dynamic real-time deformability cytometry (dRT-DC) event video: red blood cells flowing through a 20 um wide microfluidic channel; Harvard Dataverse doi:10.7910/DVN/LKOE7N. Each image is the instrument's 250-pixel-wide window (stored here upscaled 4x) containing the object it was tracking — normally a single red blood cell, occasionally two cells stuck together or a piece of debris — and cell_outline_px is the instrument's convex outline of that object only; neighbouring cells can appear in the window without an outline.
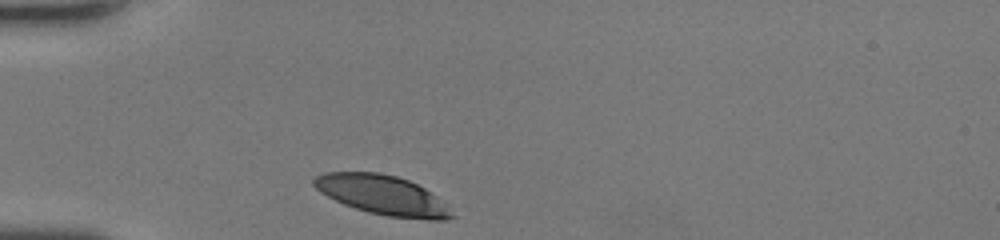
{"species": "human", "species_latin": "Homo sapiens", "temperature_condition": "room temperature", "stored_images_in_passage": 26, "camera_frame_rate_fps": 3000, "um_per_image_px": 0.085, "donor": {"sex": "female"}, "frame": {"image": 1, "passage_image": 1, "time_ms": 0.0, "image_size_px": [1000, 240], "cell_outline_px": [[456, 216], [444, 220], [432, 220], [388, 216], [368, 212], [344, 204], [320, 192], [312, 184], [312, 180], [316, 176], [324, 172], [380, 172], [396, 176], [408, 180], [424, 188], [436, 196]], "centroid_in_image_um": [32.49, 16.57], "position_along_channel_um": 52.5, "area_um2": 31.44}}
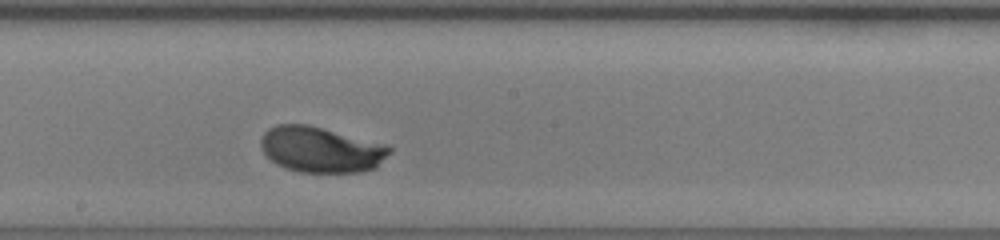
{"frame": {"image": 2, "passage_image": 14, "time_ms": 4.333, "image_size_px": [1000, 240], "cell_outline_px": [[392, 152], [376, 168], [360, 172], [300, 172], [276, 164], [260, 148], [260, 140], [264, 132], [268, 128], [276, 124], [308, 124], [384, 144], [392, 148]], "centroid_in_image_um": [27.28, 12.71], "position_along_channel_um": 220.9, "area_um2": 34.22}}
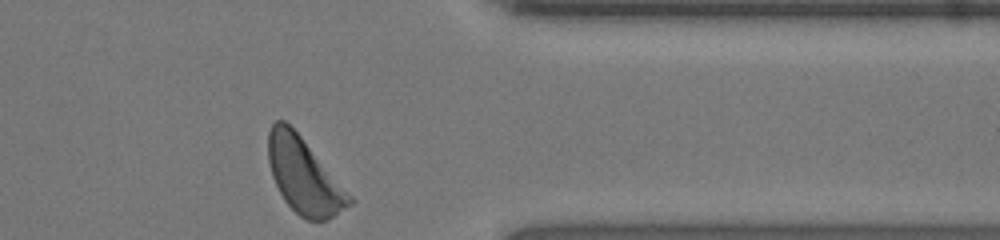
{"frame": {"image": 3, "passage_image": 26, "time_ms": 8.333, "image_size_px": [1000, 240], "cell_outline_px": [[356, 200], [352, 204], [328, 220], [308, 220], [300, 216], [284, 200], [272, 176], [268, 160], [268, 132], [272, 124], [276, 120], [284, 120], [300, 136]], "centroid_in_image_um": [25.85, 14.97], "position_along_channel_um": 385.6, "area_um2": 35.26}, "authors_computed_cell_mechanics": {"area_um2": 33.8997, "velocity_mm_per_s": 4.3266, "shape_relaxation_time_tau1_ms": 2.9093, "shape_relaxation_time_tau2_ms": null, "deformation_change_tau1": 0.1643, "deformation_change_tau2": null}}